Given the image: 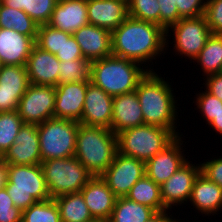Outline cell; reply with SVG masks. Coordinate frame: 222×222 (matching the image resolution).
Masks as SVG:
<instances>
[{
    "label": "cell",
    "mask_w": 222,
    "mask_h": 222,
    "mask_svg": "<svg viewBox=\"0 0 222 222\" xmlns=\"http://www.w3.org/2000/svg\"><path fill=\"white\" fill-rule=\"evenodd\" d=\"M111 33L112 55L144 64L148 71H154L149 62L166 53V31L158 24L128 17Z\"/></svg>",
    "instance_id": "6da1fadb"
},
{
    "label": "cell",
    "mask_w": 222,
    "mask_h": 222,
    "mask_svg": "<svg viewBox=\"0 0 222 222\" xmlns=\"http://www.w3.org/2000/svg\"><path fill=\"white\" fill-rule=\"evenodd\" d=\"M164 79L161 74L148 71L135 89L143 112L144 124L169 129L176 137L181 136L176 126L179 122V104L172 90V83Z\"/></svg>",
    "instance_id": "7a4b0ae2"
},
{
    "label": "cell",
    "mask_w": 222,
    "mask_h": 222,
    "mask_svg": "<svg viewBox=\"0 0 222 222\" xmlns=\"http://www.w3.org/2000/svg\"><path fill=\"white\" fill-rule=\"evenodd\" d=\"M147 72L137 62L110 55L91 62L90 82L114 97L135 91Z\"/></svg>",
    "instance_id": "3957f363"
},
{
    "label": "cell",
    "mask_w": 222,
    "mask_h": 222,
    "mask_svg": "<svg viewBox=\"0 0 222 222\" xmlns=\"http://www.w3.org/2000/svg\"><path fill=\"white\" fill-rule=\"evenodd\" d=\"M117 152V135L111 129L79 124L74 156L93 176H100Z\"/></svg>",
    "instance_id": "277c9868"
},
{
    "label": "cell",
    "mask_w": 222,
    "mask_h": 222,
    "mask_svg": "<svg viewBox=\"0 0 222 222\" xmlns=\"http://www.w3.org/2000/svg\"><path fill=\"white\" fill-rule=\"evenodd\" d=\"M16 208L24 211L36 202L51 199L41 164H8L4 187Z\"/></svg>",
    "instance_id": "5b68a950"
},
{
    "label": "cell",
    "mask_w": 222,
    "mask_h": 222,
    "mask_svg": "<svg viewBox=\"0 0 222 222\" xmlns=\"http://www.w3.org/2000/svg\"><path fill=\"white\" fill-rule=\"evenodd\" d=\"M176 136L169 130L144 124L117 134V149L122 155L145 163L167 147Z\"/></svg>",
    "instance_id": "8992f818"
},
{
    "label": "cell",
    "mask_w": 222,
    "mask_h": 222,
    "mask_svg": "<svg viewBox=\"0 0 222 222\" xmlns=\"http://www.w3.org/2000/svg\"><path fill=\"white\" fill-rule=\"evenodd\" d=\"M51 198L80 192L93 175L75 156L41 162Z\"/></svg>",
    "instance_id": "52a82bcc"
},
{
    "label": "cell",
    "mask_w": 222,
    "mask_h": 222,
    "mask_svg": "<svg viewBox=\"0 0 222 222\" xmlns=\"http://www.w3.org/2000/svg\"><path fill=\"white\" fill-rule=\"evenodd\" d=\"M79 124L74 120L54 117L38 124L42 161L73 157Z\"/></svg>",
    "instance_id": "ba28073f"
},
{
    "label": "cell",
    "mask_w": 222,
    "mask_h": 222,
    "mask_svg": "<svg viewBox=\"0 0 222 222\" xmlns=\"http://www.w3.org/2000/svg\"><path fill=\"white\" fill-rule=\"evenodd\" d=\"M211 34V29L208 27L204 15L195 18H181L166 30V50L169 48V40L167 39H170V36L173 35L171 37H173L174 42L172 45L173 50H175L174 54L182 55L184 58L188 57L191 60L190 63H192V60L200 53Z\"/></svg>",
    "instance_id": "9c48e42d"
},
{
    "label": "cell",
    "mask_w": 222,
    "mask_h": 222,
    "mask_svg": "<svg viewBox=\"0 0 222 222\" xmlns=\"http://www.w3.org/2000/svg\"><path fill=\"white\" fill-rule=\"evenodd\" d=\"M55 97V87L30 83L17 109L23 123L38 125L53 118Z\"/></svg>",
    "instance_id": "30bf717a"
},
{
    "label": "cell",
    "mask_w": 222,
    "mask_h": 222,
    "mask_svg": "<svg viewBox=\"0 0 222 222\" xmlns=\"http://www.w3.org/2000/svg\"><path fill=\"white\" fill-rule=\"evenodd\" d=\"M144 175V161L117 152L113 162L100 176L118 198L126 197L131 187Z\"/></svg>",
    "instance_id": "8fae6325"
},
{
    "label": "cell",
    "mask_w": 222,
    "mask_h": 222,
    "mask_svg": "<svg viewBox=\"0 0 222 222\" xmlns=\"http://www.w3.org/2000/svg\"><path fill=\"white\" fill-rule=\"evenodd\" d=\"M188 160L167 181L160 185L161 199L164 206L175 209V206L187 204L196 177L201 172L200 164ZM173 205V206H172Z\"/></svg>",
    "instance_id": "7c38bea8"
},
{
    "label": "cell",
    "mask_w": 222,
    "mask_h": 222,
    "mask_svg": "<svg viewBox=\"0 0 222 222\" xmlns=\"http://www.w3.org/2000/svg\"><path fill=\"white\" fill-rule=\"evenodd\" d=\"M183 134L145 163V174L156 184L162 185L187 161L183 150ZM182 150V151H181Z\"/></svg>",
    "instance_id": "4fadbf2b"
},
{
    "label": "cell",
    "mask_w": 222,
    "mask_h": 222,
    "mask_svg": "<svg viewBox=\"0 0 222 222\" xmlns=\"http://www.w3.org/2000/svg\"><path fill=\"white\" fill-rule=\"evenodd\" d=\"M1 158L7 164H41L42 159L37 124H23L14 143Z\"/></svg>",
    "instance_id": "5bb4252c"
},
{
    "label": "cell",
    "mask_w": 222,
    "mask_h": 222,
    "mask_svg": "<svg viewBox=\"0 0 222 222\" xmlns=\"http://www.w3.org/2000/svg\"><path fill=\"white\" fill-rule=\"evenodd\" d=\"M113 96L88 81L80 124L111 129Z\"/></svg>",
    "instance_id": "9a60e30c"
},
{
    "label": "cell",
    "mask_w": 222,
    "mask_h": 222,
    "mask_svg": "<svg viewBox=\"0 0 222 222\" xmlns=\"http://www.w3.org/2000/svg\"><path fill=\"white\" fill-rule=\"evenodd\" d=\"M29 85L26 66L4 65L0 70V112L17 110Z\"/></svg>",
    "instance_id": "2e32d148"
},
{
    "label": "cell",
    "mask_w": 222,
    "mask_h": 222,
    "mask_svg": "<svg viewBox=\"0 0 222 222\" xmlns=\"http://www.w3.org/2000/svg\"><path fill=\"white\" fill-rule=\"evenodd\" d=\"M88 81L59 84L55 87L54 118L81 121Z\"/></svg>",
    "instance_id": "e0dca14e"
},
{
    "label": "cell",
    "mask_w": 222,
    "mask_h": 222,
    "mask_svg": "<svg viewBox=\"0 0 222 222\" xmlns=\"http://www.w3.org/2000/svg\"><path fill=\"white\" fill-rule=\"evenodd\" d=\"M72 35L87 61L93 62L112 55V33L110 30L88 23Z\"/></svg>",
    "instance_id": "ac0fdd59"
},
{
    "label": "cell",
    "mask_w": 222,
    "mask_h": 222,
    "mask_svg": "<svg viewBox=\"0 0 222 222\" xmlns=\"http://www.w3.org/2000/svg\"><path fill=\"white\" fill-rule=\"evenodd\" d=\"M59 65L60 60L55 55L35 45L26 63L29 82L35 85L56 87Z\"/></svg>",
    "instance_id": "d6986e66"
},
{
    "label": "cell",
    "mask_w": 222,
    "mask_h": 222,
    "mask_svg": "<svg viewBox=\"0 0 222 222\" xmlns=\"http://www.w3.org/2000/svg\"><path fill=\"white\" fill-rule=\"evenodd\" d=\"M80 192L93 218L107 222L117 197L101 176H93Z\"/></svg>",
    "instance_id": "ffe728a7"
},
{
    "label": "cell",
    "mask_w": 222,
    "mask_h": 222,
    "mask_svg": "<svg viewBox=\"0 0 222 222\" xmlns=\"http://www.w3.org/2000/svg\"><path fill=\"white\" fill-rule=\"evenodd\" d=\"M89 23L111 32L128 17L127 0H87Z\"/></svg>",
    "instance_id": "44dd1931"
},
{
    "label": "cell",
    "mask_w": 222,
    "mask_h": 222,
    "mask_svg": "<svg viewBox=\"0 0 222 222\" xmlns=\"http://www.w3.org/2000/svg\"><path fill=\"white\" fill-rule=\"evenodd\" d=\"M35 45L33 37L13 29L0 28V58L4 65L26 66Z\"/></svg>",
    "instance_id": "7402d4cb"
},
{
    "label": "cell",
    "mask_w": 222,
    "mask_h": 222,
    "mask_svg": "<svg viewBox=\"0 0 222 222\" xmlns=\"http://www.w3.org/2000/svg\"><path fill=\"white\" fill-rule=\"evenodd\" d=\"M88 23L87 0H58L48 24L73 34Z\"/></svg>",
    "instance_id": "603a6c76"
},
{
    "label": "cell",
    "mask_w": 222,
    "mask_h": 222,
    "mask_svg": "<svg viewBox=\"0 0 222 222\" xmlns=\"http://www.w3.org/2000/svg\"><path fill=\"white\" fill-rule=\"evenodd\" d=\"M141 125H144V118L136 91L114 96L111 130L117 135Z\"/></svg>",
    "instance_id": "cb8c5ba5"
},
{
    "label": "cell",
    "mask_w": 222,
    "mask_h": 222,
    "mask_svg": "<svg viewBox=\"0 0 222 222\" xmlns=\"http://www.w3.org/2000/svg\"><path fill=\"white\" fill-rule=\"evenodd\" d=\"M189 202L202 215H215L219 210L221 213L222 188L200 172L194 181Z\"/></svg>",
    "instance_id": "d4e9b609"
},
{
    "label": "cell",
    "mask_w": 222,
    "mask_h": 222,
    "mask_svg": "<svg viewBox=\"0 0 222 222\" xmlns=\"http://www.w3.org/2000/svg\"><path fill=\"white\" fill-rule=\"evenodd\" d=\"M59 212L61 222H93L88 206L85 204L81 192L60 195L54 198Z\"/></svg>",
    "instance_id": "484cf974"
},
{
    "label": "cell",
    "mask_w": 222,
    "mask_h": 222,
    "mask_svg": "<svg viewBox=\"0 0 222 222\" xmlns=\"http://www.w3.org/2000/svg\"><path fill=\"white\" fill-rule=\"evenodd\" d=\"M126 198L152 208L156 213L168 210L161 199L160 185L146 174L131 187Z\"/></svg>",
    "instance_id": "4316f807"
},
{
    "label": "cell",
    "mask_w": 222,
    "mask_h": 222,
    "mask_svg": "<svg viewBox=\"0 0 222 222\" xmlns=\"http://www.w3.org/2000/svg\"><path fill=\"white\" fill-rule=\"evenodd\" d=\"M194 62L199 63L203 79L208 75L222 72V35L211 34Z\"/></svg>",
    "instance_id": "83f0119b"
},
{
    "label": "cell",
    "mask_w": 222,
    "mask_h": 222,
    "mask_svg": "<svg viewBox=\"0 0 222 222\" xmlns=\"http://www.w3.org/2000/svg\"><path fill=\"white\" fill-rule=\"evenodd\" d=\"M156 212L126 197L116 199L113 212L107 222H146Z\"/></svg>",
    "instance_id": "f1b7e54d"
},
{
    "label": "cell",
    "mask_w": 222,
    "mask_h": 222,
    "mask_svg": "<svg viewBox=\"0 0 222 222\" xmlns=\"http://www.w3.org/2000/svg\"><path fill=\"white\" fill-rule=\"evenodd\" d=\"M39 25L24 11L7 7L0 2V28L13 29L37 39Z\"/></svg>",
    "instance_id": "f546056e"
},
{
    "label": "cell",
    "mask_w": 222,
    "mask_h": 222,
    "mask_svg": "<svg viewBox=\"0 0 222 222\" xmlns=\"http://www.w3.org/2000/svg\"><path fill=\"white\" fill-rule=\"evenodd\" d=\"M0 2L7 7L24 11L40 26L49 23L58 0H0Z\"/></svg>",
    "instance_id": "4dcf8cb0"
},
{
    "label": "cell",
    "mask_w": 222,
    "mask_h": 222,
    "mask_svg": "<svg viewBox=\"0 0 222 222\" xmlns=\"http://www.w3.org/2000/svg\"><path fill=\"white\" fill-rule=\"evenodd\" d=\"M23 124L17 110L0 112V157L12 146Z\"/></svg>",
    "instance_id": "1f68e13d"
},
{
    "label": "cell",
    "mask_w": 222,
    "mask_h": 222,
    "mask_svg": "<svg viewBox=\"0 0 222 222\" xmlns=\"http://www.w3.org/2000/svg\"><path fill=\"white\" fill-rule=\"evenodd\" d=\"M58 85L90 81L91 62L86 59L60 61Z\"/></svg>",
    "instance_id": "d6a6232c"
},
{
    "label": "cell",
    "mask_w": 222,
    "mask_h": 222,
    "mask_svg": "<svg viewBox=\"0 0 222 222\" xmlns=\"http://www.w3.org/2000/svg\"><path fill=\"white\" fill-rule=\"evenodd\" d=\"M22 222H61L55 200L51 198L31 205L22 211Z\"/></svg>",
    "instance_id": "836d02e7"
},
{
    "label": "cell",
    "mask_w": 222,
    "mask_h": 222,
    "mask_svg": "<svg viewBox=\"0 0 222 222\" xmlns=\"http://www.w3.org/2000/svg\"><path fill=\"white\" fill-rule=\"evenodd\" d=\"M160 5L157 0H128V14L137 20L159 25Z\"/></svg>",
    "instance_id": "e575fe53"
},
{
    "label": "cell",
    "mask_w": 222,
    "mask_h": 222,
    "mask_svg": "<svg viewBox=\"0 0 222 222\" xmlns=\"http://www.w3.org/2000/svg\"><path fill=\"white\" fill-rule=\"evenodd\" d=\"M36 45L55 55L63 46V31L55 29L49 24L40 25Z\"/></svg>",
    "instance_id": "d590c367"
},
{
    "label": "cell",
    "mask_w": 222,
    "mask_h": 222,
    "mask_svg": "<svg viewBox=\"0 0 222 222\" xmlns=\"http://www.w3.org/2000/svg\"><path fill=\"white\" fill-rule=\"evenodd\" d=\"M196 100L192 103L196 104L197 109L206 120V125L209 124L221 111H222V101L217 97L209 93L207 90L196 93Z\"/></svg>",
    "instance_id": "8d00e7d4"
},
{
    "label": "cell",
    "mask_w": 222,
    "mask_h": 222,
    "mask_svg": "<svg viewBox=\"0 0 222 222\" xmlns=\"http://www.w3.org/2000/svg\"><path fill=\"white\" fill-rule=\"evenodd\" d=\"M204 16L212 34L222 35V0H206Z\"/></svg>",
    "instance_id": "74e56055"
},
{
    "label": "cell",
    "mask_w": 222,
    "mask_h": 222,
    "mask_svg": "<svg viewBox=\"0 0 222 222\" xmlns=\"http://www.w3.org/2000/svg\"><path fill=\"white\" fill-rule=\"evenodd\" d=\"M0 222H22V211L14 206L5 188L0 190Z\"/></svg>",
    "instance_id": "f35d334b"
},
{
    "label": "cell",
    "mask_w": 222,
    "mask_h": 222,
    "mask_svg": "<svg viewBox=\"0 0 222 222\" xmlns=\"http://www.w3.org/2000/svg\"><path fill=\"white\" fill-rule=\"evenodd\" d=\"M60 61L85 59L81 48L71 33L63 31V46L55 54Z\"/></svg>",
    "instance_id": "ab89813d"
},
{
    "label": "cell",
    "mask_w": 222,
    "mask_h": 222,
    "mask_svg": "<svg viewBox=\"0 0 222 222\" xmlns=\"http://www.w3.org/2000/svg\"><path fill=\"white\" fill-rule=\"evenodd\" d=\"M160 5L159 25L166 31L171 25L177 23L179 16L176 0H157Z\"/></svg>",
    "instance_id": "60d3db41"
},
{
    "label": "cell",
    "mask_w": 222,
    "mask_h": 222,
    "mask_svg": "<svg viewBox=\"0 0 222 222\" xmlns=\"http://www.w3.org/2000/svg\"><path fill=\"white\" fill-rule=\"evenodd\" d=\"M181 18H195L204 15L206 0H176Z\"/></svg>",
    "instance_id": "b9f144b4"
},
{
    "label": "cell",
    "mask_w": 222,
    "mask_h": 222,
    "mask_svg": "<svg viewBox=\"0 0 222 222\" xmlns=\"http://www.w3.org/2000/svg\"><path fill=\"white\" fill-rule=\"evenodd\" d=\"M201 173L222 188V157H214L200 163Z\"/></svg>",
    "instance_id": "7bdbcfd3"
},
{
    "label": "cell",
    "mask_w": 222,
    "mask_h": 222,
    "mask_svg": "<svg viewBox=\"0 0 222 222\" xmlns=\"http://www.w3.org/2000/svg\"><path fill=\"white\" fill-rule=\"evenodd\" d=\"M203 80L205 81L203 83L205 89L222 101V72L208 75Z\"/></svg>",
    "instance_id": "ee69618b"
},
{
    "label": "cell",
    "mask_w": 222,
    "mask_h": 222,
    "mask_svg": "<svg viewBox=\"0 0 222 222\" xmlns=\"http://www.w3.org/2000/svg\"><path fill=\"white\" fill-rule=\"evenodd\" d=\"M169 210L163 211V212H158L154 214L148 221L146 222H180V219H176L173 217V215L168 213ZM170 216H169V215Z\"/></svg>",
    "instance_id": "f6af8a7d"
},
{
    "label": "cell",
    "mask_w": 222,
    "mask_h": 222,
    "mask_svg": "<svg viewBox=\"0 0 222 222\" xmlns=\"http://www.w3.org/2000/svg\"><path fill=\"white\" fill-rule=\"evenodd\" d=\"M8 164L0 157V190L6 186Z\"/></svg>",
    "instance_id": "bcb514c9"
},
{
    "label": "cell",
    "mask_w": 222,
    "mask_h": 222,
    "mask_svg": "<svg viewBox=\"0 0 222 222\" xmlns=\"http://www.w3.org/2000/svg\"><path fill=\"white\" fill-rule=\"evenodd\" d=\"M210 128H212L216 134H220L222 136V111L208 124Z\"/></svg>",
    "instance_id": "7dc6e473"
},
{
    "label": "cell",
    "mask_w": 222,
    "mask_h": 222,
    "mask_svg": "<svg viewBox=\"0 0 222 222\" xmlns=\"http://www.w3.org/2000/svg\"><path fill=\"white\" fill-rule=\"evenodd\" d=\"M4 66V64H3V62H2V60H1V58H0V70H1V68Z\"/></svg>",
    "instance_id": "c3c4849f"
},
{
    "label": "cell",
    "mask_w": 222,
    "mask_h": 222,
    "mask_svg": "<svg viewBox=\"0 0 222 222\" xmlns=\"http://www.w3.org/2000/svg\"><path fill=\"white\" fill-rule=\"evenodd\" d=\"M93 222H106V221H102V220H95Z\"/></svg>",
    "instance_id": "681fc988"
}]
</instances>
